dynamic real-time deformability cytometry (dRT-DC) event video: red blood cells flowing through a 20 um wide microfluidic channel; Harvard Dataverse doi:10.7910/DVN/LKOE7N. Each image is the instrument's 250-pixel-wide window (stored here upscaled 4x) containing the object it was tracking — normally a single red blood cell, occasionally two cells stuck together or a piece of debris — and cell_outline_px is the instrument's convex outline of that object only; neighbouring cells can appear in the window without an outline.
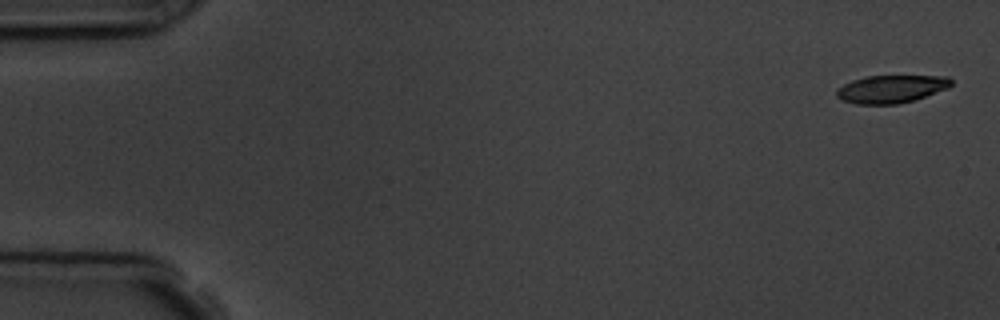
{"species": "common noctule bat (a hibernating species)", "species_latin": "Nyctalus noctula", "temperature_condition": "room temperature", "stored_images_in_passage": 6, "camera_frame_rate_fps": 3000, "um_per_image_px": 0.085, "animal": {"sex": "male", "body_mass_g": 19.5, "forearm_length_mm": 54.6}, "frame": {"image": 1, "passage_image": 1, "time_ms": 0.0, "image_size_px": [1000, 320], "cell_outline_px": [[952, 84], [948, 88], [912, 100], [896, 104], [856, 104], [844, 100], [836, 96], [836, 88], [852, 80], [864, 76], [948, 76], [952, 80]], "centroid_in_image_um": [75.73, 7.55], "position_along_channel_um": 9.3, "area_um2": 18.44}}
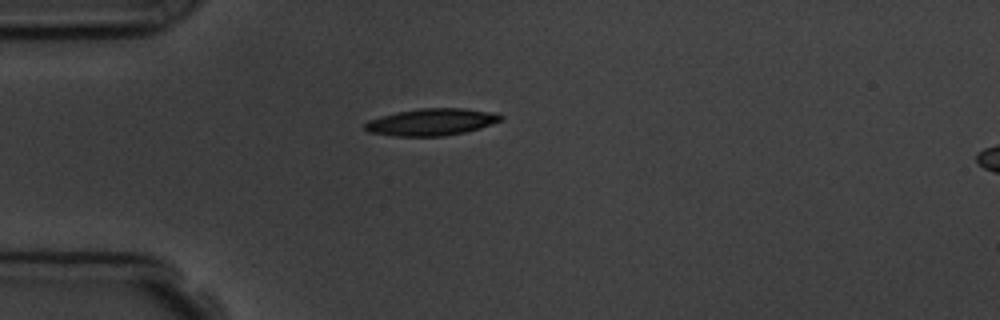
{"frame": {"image": 2, "passage_image": 5, "time_ms": 4.333, "image_size_px": [1000, 320], "cell_outline_px": [[504, 116], [500, 120], [480, 128], [464, 132], [444, 136], [396, 136], [368, 132], [364, 128], [364, 124], [368, 120], [380, 116], [396, 112], [420, 108], [464, 108], [492, 112]], "centroid_in_image_um": [36.63, 10.37], "position_along_channel_um": 48.4, "area_um2": 21.27}}